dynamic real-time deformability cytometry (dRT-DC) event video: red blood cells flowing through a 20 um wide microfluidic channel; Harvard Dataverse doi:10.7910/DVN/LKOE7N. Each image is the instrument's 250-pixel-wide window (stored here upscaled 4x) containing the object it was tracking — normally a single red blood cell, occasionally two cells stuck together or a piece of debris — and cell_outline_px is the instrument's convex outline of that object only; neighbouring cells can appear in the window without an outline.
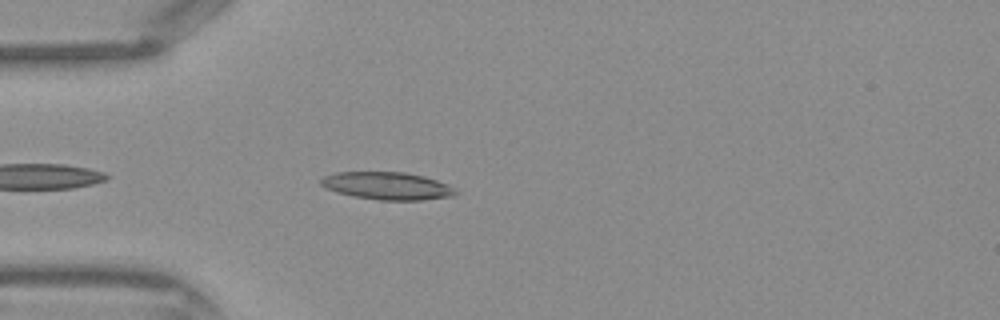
{"species": "Egyptian fruit bat (a non-hibernating species)", "species_latin": "Rousettus aegyptiacus", "temperature_condition": "warm", "stored_images_in_passage": 23, "camera_frame_rate_fps": 3000, "um_per_image_px": 0.085, "frame": {"image": 1, "passage_image": 3, "time_ms": 0.667, "image_size_px": [1000, 320], "cell_outline_px": [[456, 192], [452, 196], [420, 200], [380, 200], [352, 196], [336, 192], [324, 188], [320, 184], [320, 180], [324, 176], [336, 172], [404, 172], [424, 176], [448, 184], [456, 188]], "centroid_in_image_um": [32.88, 15.79], "position_along_channel_um": 52.1, "area_um2": 21.68}}
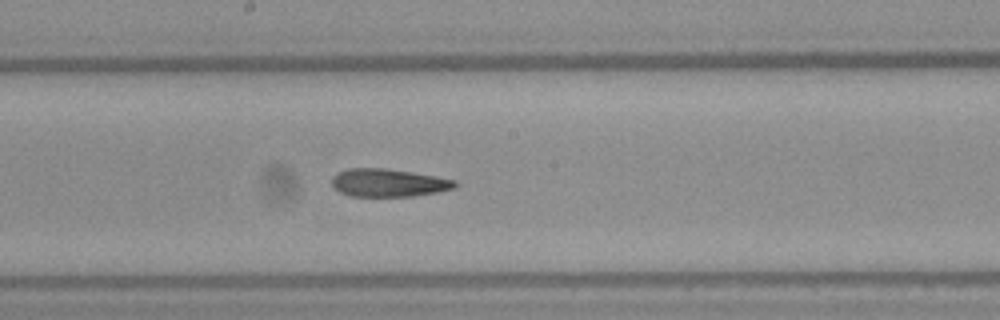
{"frame": {"image": 2, "passage_image": 14, "time_ms": 4.333, "image_size_px": [1000, 320], "cell_outline_px": [[460, 184], [452, 188], [436, 192], [412, 196], [352, 196], [340, 192], [332, 184], [332, 176], [336, 172], [348, 168], [388, 168], [436, 176], [456, 180]], "centroid_in_image_um": [33.01, 15.52], "position_along_channel_um": 215.2, "area_um2": 20.06}}
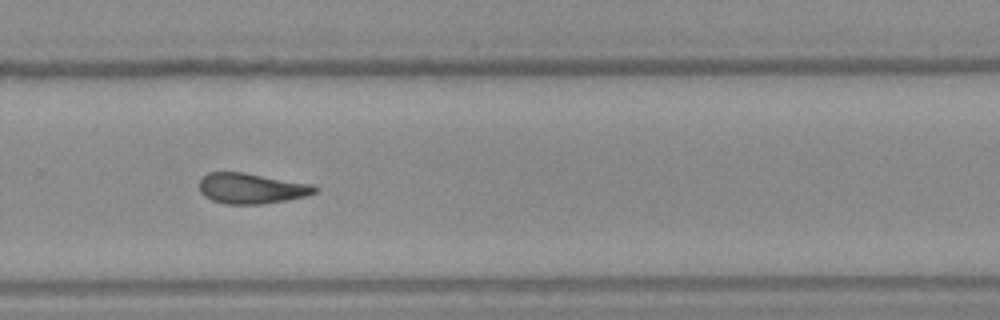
{"frame": {"image": 3, "passage_image": 20, "time_ms": 6.333, "image_size_px": [1000, 320], "cell_outline_px": [[320, 188], [316, 192], [304, 196], [288, 200], [264, 204], [224, 204], [212, 200], [204, 196], [200, 192], [200, 180], [208, 172], [244, 172], [312, 184]], "centroid_in_image_um": [21.38, 16.01], "position_along_channel_um": 308.4, "area_um2": 20.63}}